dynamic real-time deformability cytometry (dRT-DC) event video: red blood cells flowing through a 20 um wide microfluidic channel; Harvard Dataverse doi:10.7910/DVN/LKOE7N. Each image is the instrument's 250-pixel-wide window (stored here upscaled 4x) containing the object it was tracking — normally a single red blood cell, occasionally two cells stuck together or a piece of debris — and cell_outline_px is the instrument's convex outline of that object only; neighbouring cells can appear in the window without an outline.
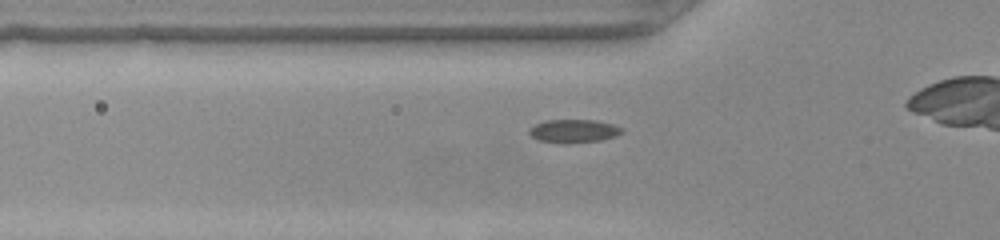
{"species": "common noctule bat (a hibernating species)", "species_latin": "Nyctalus noctula", "temperature_condition": "warm", "stored_images_in_passage": 29, "camera_frame_rate_fps": 3000, "um_per_image_px": 0.085, "animal": {"sex": "female", "body_mass_g": 22.0, "forearm_length_mm": 56.7}, "frame": {"image": 1, "passage_image": 2, "time_ms": 0.333, "image_size_px": [1000, 240], "cell_outline_px": [[624, 132], [616, 136], [600, 140], [536, 140], [528, 132], [528, 128], [544, 120], [596, 120], [612, 124], [624, 128]], "centroid_in_image_um": [48.8, 11.07], "position_along_channel_um": 77.0, "area_um2": 11.85}}
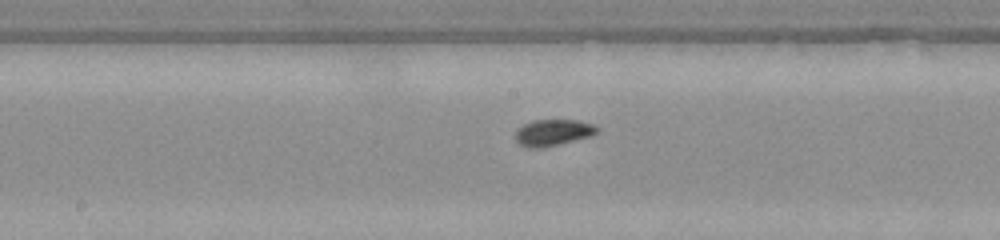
{"frame": {"image": 2, "passage_image": 11, "time_ms": 3.333, "image_size_px": [1000, 240], "cell_outline_px": [[600, 132], [592, 136], [540, 148], [528, 148], [520, 144], [516, 140], [516, 128], [532, 120], [576, 120], [592, 124], [600, 128]], "centroid_in_image_um": [47.02, 11.26], "position_along_channel_um": 201.2, "area_um2": 12.6}}
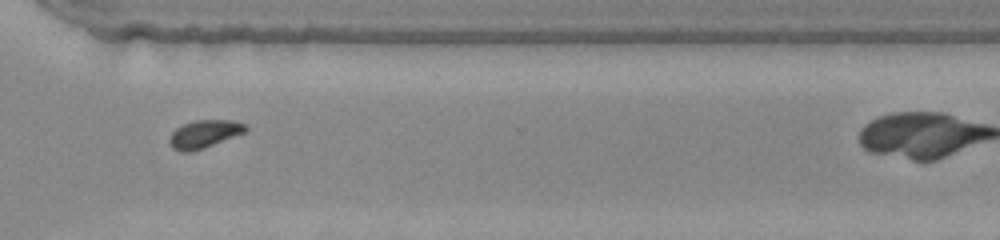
{"frame": {"image": 3, "passage_image": 22, "time_ms": 7.0, "image_size_px": [1000, 240], "cell_outline_px": [[248, 128], [244, 132], [192, 152], [180, 152], [172, 148], [168, 140], [172, 132], [176, 128], [184, 124], [196, 120], [232, 120], [244, 124]], "centroid_in_image_um": [17.31, 11.39], "position_along_channel_um": 353.3, "area_um2": 12.14}}